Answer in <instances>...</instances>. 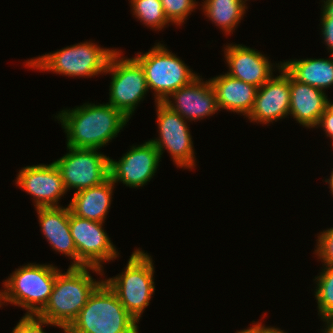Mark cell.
Masks as SVG:
<instances>
[{"mask_svg":"<svg viewBox=\"0 0 333 333\" xmlns=\"http://www.w3.org/2000/svg\"><path fill=\"white\" fill-rule=\"evenodd\" d=\"M157 124L159 139L150 140L159 151L160 157L163 149L169 151L173 161L179 167L193 168L196 165L193 151V141L184 122V118L169 109L163 102H157Z\"/></svg>","mask_w":333,"mask_h":333,"instance_id":"11","label":"cell"},{"mask_svg":"<svg viewBox=\"0 0 333 333\" xmlns=\"http://www.w3.org/2000/svg\"><path fill=\"white\" fill-rule=\"evenodd\" d=\"M332 59H301L283 62L284 70L297 82L316 87L324 91L333 85Z\"/></svg>","mask_w":333,"mask_h":333,"instance_id":"21","label":"cell"},{"mask_svg":"<svg viewBox=\"0 0 333 333\" xmlns=\"http://www.w3.org/2000/svg\"><path fill=\"white\" fill-rule=\"evenodd\" d=\"M323 321L326 322V329L323 333H333V313L329 314L328 316L322 318Z\"/></svg>","mask_w":333,"mask_h":333,"instance_id":"32","label":"cell"},{"mask_svg":"<svg viewBox=\"0 0 333 333\" xmlns=\"http://www.w3.org/2000/svg\"><path fill=\"white\" fill-rule=\"evenodd\" d=\"M163 11L169 23L180 25L186 17L195 9L196 0H160Z\"/></svg>","mask_w":333,"mask_h":333,"instance_id":"25","label":"cell"},{"mask_svg":"<svg viewBox=\"0 0 333 333\" xmlns=\"http://www.w3.org/2000/svg\"><path fill=\"white\" fill-rule=\"evenodd\" d=\"M114 182L109 177L103 183L74 193L70 212L83 219L104 223L110 209Z\"/></svg>","mask_w":333,"mask_h":333,"instance_id":"20","label":"cell"},{"mask_svg":"<svg viewBox=\"0 0 333 333\" xmlns=\"http://www.w3.org/2000/svg\"><path fill=\"white\" fill-rule=\"evenodd\" d=\"M130 149L117 162L109 159V172L114 183L122 182L126 186L135 188L151 180L161 157L150 140L137 147L132 146Z\"/></svg>","mask_w":333,"mask_h":333,"instance_id":"12","label":"cell"},{"mask_svg":"<svg viewBox=\"0 0 333 333\" xmlns=\"http://www.w3.org/2000/svg\"><path fill=\"white\" fill-rule=\"evenodd\" d=\"M321 22H333V0L324 1Z\"/></svg>","mask_w":333,"mask_h":333,"instance_id":"30","label":"cell"},{"mask_svg":"<svg viewBox=\"0 0 333 333\" xmlns=\"http://www.w3.org/2000/svg\"><path fill=\"white\" fill-rule=\"evenodd\" d=\"M142 66L148 89L154 90L155 102H163L169 95L188 85L198 75L161 43L149 52L134 57Z\"/></svg>","mask_w":333,"mask_h":333,"instance_id":"7","label":"cell"},{"mask_svg":"<svg viewBox=\"0 0 333 333\" xmlns=\"http://www.w3.org/2000/svg\"><path fill=\"white\" fill-rule=\"evenodd\" d=\"M54 325L62 328L67 333V328L59 323L41 319L37 315H26L18 322L12 333H45L42 325Z\"/></svg>","mask_w":333,"mask_h":333,"instance_id":"26","label":"cell"},{"mask_svg":"<svg viewBox=\"0 0 333 333\" xmlns=\"http://www.w3.org/2000/svg\"><path fill=\"white\" fill-rule=\"evenodd\" d=\"M203 4L204 14L225 33L235 29L247 8L242 0H206Z\"/></svg>","mask_w":333,"mask_h":333,"instance_id":"22","label":"cell"},{"mask_svg":"<svg viewBox=\"0 0 333 333\" xmlns=\"http://www.w3.org/2000/svg\"><path fill=\"white\" fill-rule=\"evenodd\" d=\"M41 230L55 251L73 259L70 267H78L77 249L69 226V206L36 208Z\"/></svg>","mask_w":333,"mask_h":333,"instance_id":"17","label":"cell"},{"mask_svg":"<svg viewBox=\"0 0 333 333\" xmlns=\"http://www.w3.org/2000/svg\"><path fill=\"white\" fill-rule=\"evenodd\" d=\"M267 333H285L284 331L278 329V328H274V327H271Z\"/></svg>","mask_w":333,"mask_h":333,"instance_id":"34","label":"cell"},{"mask_svg":"<svg viewBox=\"0 0 333 333\" xmlns=\"http://www.w3.org/2000/svg\"><path fill=\"white\" fill-rule=\"evenodd\" d=\"M136 323L103 280L67 328V333H138Z\"/></svg>","mask_w":333,"mask_h":333,"instance_id":"3","label":"cell"},{"mask_svg":"<svg viewBox=\"0 0 333 333\" xmlns=\"http://www.w3.org/2000/svg\"><path fill=\"white\" fill-rule=\"evenodd\" d=\"M317 240L316 255L324 265H333V228L321 232Z\"/></svg>","mask_w":333,"mask_h":333,"instance_id":"27","label":"cell"},{"mask_svg":"<svg viewBox=\"0 0 333 333\" xmlns=\"http://www.w3.org/2000/svg\"><path fill=\"white\" fill-rule=\"evenodd\" d=\"M317 280L315 297L321 319L333 313V265H324Z\"/></svg>","mask_w":333,"mask_h":333,"instance_id":"24","label":"cell"},{"mask_svg":"<svg viewBox=\"0 0 333 333\" xmlns=\"http://www.w3.org/2000/svg\"><path fill=\"white\" fill-rule=\"evenodd\" d=\"M321 25L324 41L333 54V22H321Z\"/></svg>","mask_w":333,"mask_h":333,"instance_id":"29","label":"cell"},{"mask_svg":"<svg viewBox=\"0 0 333 333\" xmlns=\"http://www.w3.org/2000/svg\"><path fill=\"white\" fill-rule=\"evenodd\" d=\"M16 184L34 198L36 208L59 207L61 196L67 191L57 166L40 164L26 166L19 171Z\"/></svg>","mask_w":333,"mask_h":333,"instance_id":"13","label":"cell"},{"mask_svg":"<svg viewBox=\"0 0 333 333\" xmlns=\"http://www.w3.org/2000/svg\"><path fill=\"white\" fill-rule=\"evenodd\" d=\"M216 94L219 110L226 109L242 113L246 117L251 112L258 87L223 74L209 80Z\"/></svg>","mask_w":333,"mask_h":333,"instance_id":"19","label":"cell"},{"mask_svg":"<svg viewBox=\"0 0 333 333\" xmlns=\"http://www.w3.org/2000/svg\"><path fill=\"white\" fill-rule=\"evenodd\" d=\"M136 18L152 29L161 30L168 24L160 0H130Z\"/></svg>","mask_w":333,"mask_h":333,"instance_id":"23","label":"cell"},{"mask_svg":"<svg viewBox=\"0 0 333 333\" xmlns=\"http://www.w3.org/2000/svg\"><path fill=\"white\" fill-rule=\"evenodd\" d=\"M58 121L67 134V146L100 149L109 143L130 120L110 104H83L62 110Z\"/></svg>","mask_w":333,"mask_h":333,"instance_id":"1","label":"cell"},{"mask_svg":"<svg viewBox=\"0 0 333 333\" xmlns=\"http://www.w3.org/2000/svg\"><path fill=\"white\" fill-rule=\"evenodd\" d=\"M281 75L271 77L258 88L254 106L247 117L251 122L270 123L290 111V75L278 64Z\"/></svg>","mask_w":333,"mask_h":333,"instance_id":"14","label":"cell"},{"mask_svg":"<svg viewBox=\"0 0 333 333\" xmlns=\"http://www.w3.org/2000/svg\"><path fill=\"white\" fill-rule=\"evenodd\" d=\"M1 292V291H0ZM2 304H4L3 302H2V299H1V293H0V307H2L1 305Z\"/></svg>","mask_w":333,"mask_h":333,"instance_id":"36","label":"cell"},{"mask_svg":"<svg viewBox=\"0 0 333 333\" xmlns=\"http://www.w3.org/2000/svg\"><path fill=\"white\" fill-rule=\"evenodd\" d=\"M325 182H328L330 184L331 193L333 195V171L331 172L330 178L328 180H326Z\"/></svg>","mask_w":333,"mask_h":333,"instance_id":"33","label":"cell"},{"mask_svg":"<svg viewBox=\"0 0 333 333\" xmlns=\"http://www.w3.org/2000/svg\"><path fill=\"white\" fill-rule=\"evenodd\" d=\"M115 51L107 64L105 73H111L109 103L131 118L136 106L149 91L144 70L135 58H120Z\"/></svg>","mask_w":333,"mask_h":333,"instance_id":"8","label":"cell"},{"mask_svg":"<svg viewBox=\"0 0 333 333\" xmlns=\"http://www.w3.org/2000/svg\"><path fill=\"white\" fill-rule=\"evenodd\" d=\"M225 50L231 77L259 88L273 76L272 64L260 52L240 44H230Z\"/></svg>","mask_w":333,"mask_h":333,"instance_id":"16","label":"cell"},{"mask_svg":"<svg viewBox=\"0 0 333 333\" xmlns=\"http://www.w3.org/2000/svg\"><path fill=\"white\" fill-rule=\"evenodd\" d=\"M317 126L323 127L325 134H327V137L329 136L333 140V112L328 107L321 115Z\"/></svg>","mask_w":333,"mask_h":333,"instance_id":"28","label":"cell"},{"mask_svg":"<svg viewBox=\"0 0 333 333\" xmlns=\"http://www.w3.org/2000/svg\"><path fill=\"white\" fill-rule=\"evenodd\" d=\"M271 327H265L263 325H261V323H257L254 326L250 327L249 329H244L241 331H238L237 333H267V331L270 329Z\"/></svg>","mask_w":333,"mask_h":333,"instance_id":"31","label":"cell"},{"mask_svg":"<svg viewBox=\"0 0 333 333\" xmlns=\"http://www.w3.org/2000/svg\"><path fill=\"white\" fill-rule=\"evenodd\" d=\"M102 225L101 222L79 218L69 212V226L77 249L78 267H96L102 270V262L117 258L119 253Z\"/></svg>","mask_w":333,"mask_h":333,"instance_id":"10","label":"cell"},{"mask_svg":"<svg viewBox=\"0 0 333 333\" xmlns=\"http://www.w3.org/2000/svg\"><path fill=\"white\" fill-rule=\"evenodd\" d=\"M59 271L46 264L22 266L3 282L2 301L27 309L26 315H37L47 304Z\"/></svg>","mask_w":333,"mask_h":333,"instance_id":"4","label":"cell"},{"mask_svg":"<svg viewBox=\"0 0 333 333\" xmlns=\"http://www.w3.org/2000/svg\"><path fill=\"white\" fill-rule=\"evenodd\" d=\"M54 161L60 171L66 191L69 188L76 192L99 185L110 177L109 156L100 154L98 149L73 148Z\"/></svg>","mask_w":333,"mask_h":333,"instance_id":"9","label":"cell"},{"mask_svg":"<svg viewBox=\"0 0 333 333\" xmlns=\"http://www.w3.org/2000/svg\"><path fill=\"white\" fill-rule=\"evenodd\" d=\"M153 264L148 253L137 249L130 256L125 271L105 281L137 322L155 292Z\"/></svg>","mask_w":333,"mask_h":333,"instance_id":"5","label":"cell"},{"mask_svg":"<svg viewBox=\"0 0 333 333\" xmlns=\"http://www.w3.org/2000/svg\"><path fill=\"white\" fill-rule=\"evenodd\" d=\"M88 270L99 274L102 272L96 267L70 266L65 273L59 271L50 298L37 316L68 328L78 317L89 296L102 282L95 281Z\"/></svg>","mask_w":333,"mask_h":333,"instance_id":"2","label":"cell"},{"mask_svg":"<svg viewBox=\"0 0 333 333\" xmlns=\"http://www.w3.org/2000/svg\"><path fill=\"white\" fill-rule=\"evenodd\" d=\"M169 96H173L175 102L166 98L163 103L173 112L179 113L184 119L188 118L187 120L203 119L219 110L216 94L210 81L203 82L200 76Z\"/></svg>","mask_w":333,"mask_h":333,"instance_id":"15","label":"cell"},{"mask_svg":"<svg viewBox=\"0 0 333 333\" xmlns=\"http://www.w3.org/2000/svg\"><path fill=\"white\" fill-rule=\"evenodd\" d=\"M115 51L116 49L101 48L86 41L31 59L26 63L31 68L66 76L94 77L105 73L109 59Z\"/></svg>","mask_w":333,"mask_h":333,"instance_id":"6","label":"cell"},{"mask_svg":"<svg viewBox=\"0 0 333 333\" xmlns=\"http://www.w3.org/2000/svg\"><path fill=\"white\" fill-rule=\"evenodd\" d=\"M328 107L324 91L297 82L290 76V111L300 125L316 127L321 115Z\"/></svg>","mask_w":333,"mask_h":333,"instance_id":"18","label":"cell"},{"mask_svg":"<svg viewBox=\"0 0 333 333\" xmlns=\"http://www.w3.org/2000/svg\"><path fill=\"white\" fill-rule=\"evenodd\" d=\"M328 108L333 112V104L328 100Z\"/></svg>","mask_w":333,"mask_h":333,"instance_id":"35","label":"cell"}]
</instances>
